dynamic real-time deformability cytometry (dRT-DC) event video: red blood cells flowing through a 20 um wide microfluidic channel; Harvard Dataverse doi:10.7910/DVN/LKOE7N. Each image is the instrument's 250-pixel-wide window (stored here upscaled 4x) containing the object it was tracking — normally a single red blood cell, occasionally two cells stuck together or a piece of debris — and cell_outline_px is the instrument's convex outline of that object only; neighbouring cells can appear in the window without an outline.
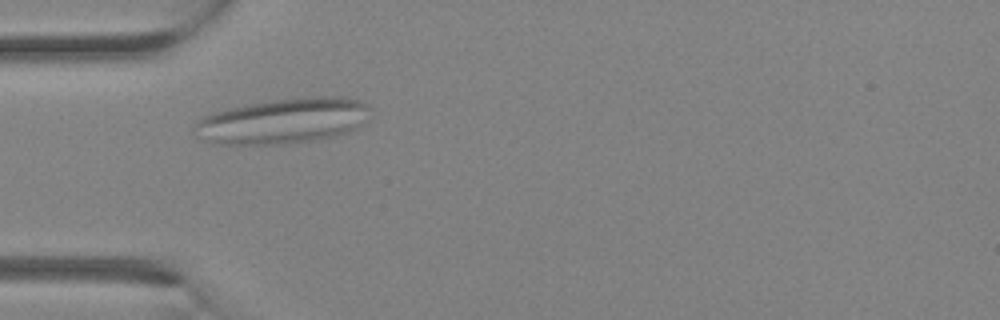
{"species": "Egyptian fruit bat (a non-hibernating species)", "species_latin": "Rousettus aegyptiacus", "temperature_condition": "room temperature", "stored_images_in_passage": 12, "camera_frame_rate_fps": 3000, "um_per_image_px": 0.085, "animal": {"sex": "female"}, "frame": {"image": 1, "passage_image": 1, "time_ms": 0.0, "image_size_px": [1000, 320], "cell_outline_px": [[368, 108], [356, 128], [352, 132], [336, 136], [316, 140], [280, 144], [220, 144], [196, 136], [196, 124], [204, 116], [212, 112], [228, 108], [268, 100], [316, 96], [344, 96], [360, 100], [368, 104]], "centroid_in_image_um": [24.07, 10.27], "position_along_channel_um": 60.9, "area_um2": 46.12}}
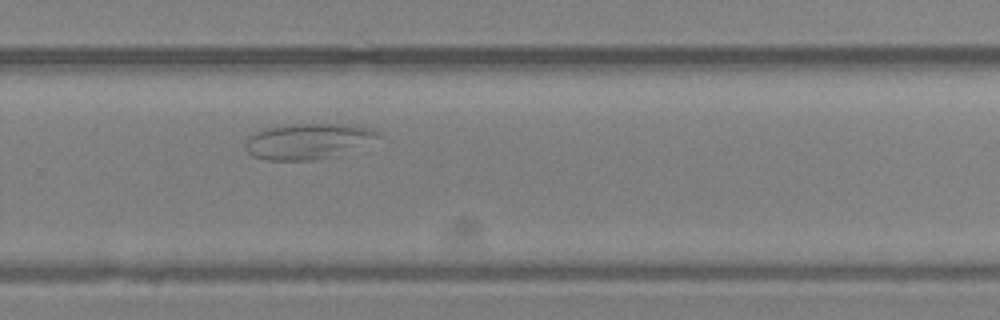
{"frame": {"image": 2, "passage_image": 12, "time_ms": 3.667, "image_size_px": [1000, 320], "cell_outline_px": [[384, 136], [336, 156], [312, 160], [268, 160], [252, 156], [244, 148], [244, 144], [248, 136], [264, 128], [296, 124], [344, 124], [372, 128], [384, 132]], "centroid_in_image_um": [26.2, 12.0], "position_along_channel_um": 303.6, "area_um2": 27.74}}